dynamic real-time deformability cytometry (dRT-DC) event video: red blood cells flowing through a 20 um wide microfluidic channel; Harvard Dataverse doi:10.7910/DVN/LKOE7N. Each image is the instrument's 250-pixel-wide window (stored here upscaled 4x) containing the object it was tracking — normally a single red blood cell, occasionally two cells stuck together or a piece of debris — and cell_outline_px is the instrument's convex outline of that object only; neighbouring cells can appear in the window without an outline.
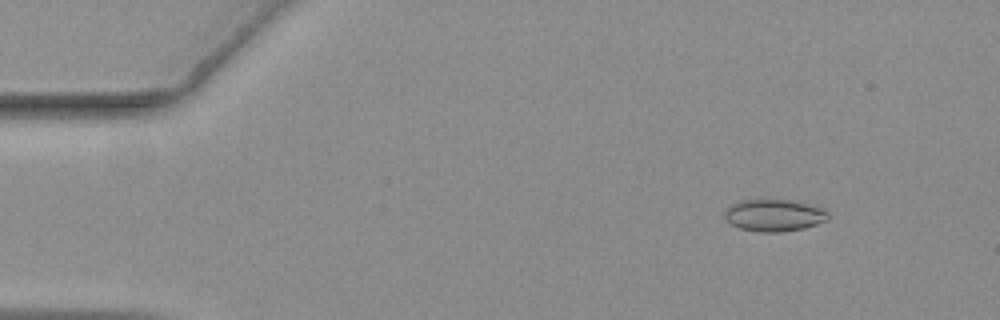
{"species": "common noctule bat (a hibernating species)", "species_latin": "Nyctalus noctula", "temperature_condition": "warm", "stored_images_in_passage": 57, "camera_frame_rate_fps": 3000, "um_per_image_px": 0.085, "animal": {"sex": "female", "body_mass_g": 19.3, "forearm_length_mm": 54.1}, "frame": {"image": 1, "passage_image": 7, "time_ms": 2.0, "image_size_px": [1000, 320], "cell_outline_px": [[828, 220], [804, 228], [780, 232], [760, 232], [740, 228], [732, 224], [724, 216], [724, 212], [732, 204], [740, 200], [792, 200], [816, 204], [824, 208], [828, 212]], "centroid_in_image_um": [65.86, 18.29], "position_along_channel_um": 19.1, "area_um2": 19.42}}
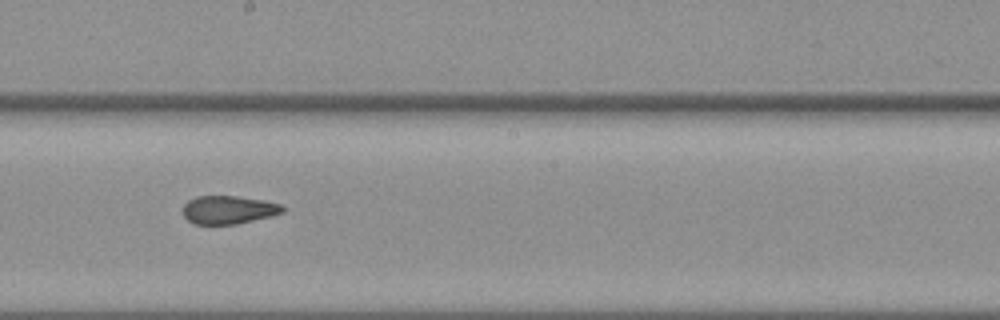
{"frame": {"image": 2, "passage_image": 32, "time_ms": 10.333, "image_size_px": [1000, 320], "cell_outline_px": [[284, 212], [272, 216], [236, 224], [192, 224], [184, 216], [184, 204], [188, 200], [196, 196], [236, 196], [264, 200], [280, 204], [284, 208]], "centroid_in_image_um": [19.42, 17.83], "position_along_channel_um": 228.8, "area_um2": 16.42}}
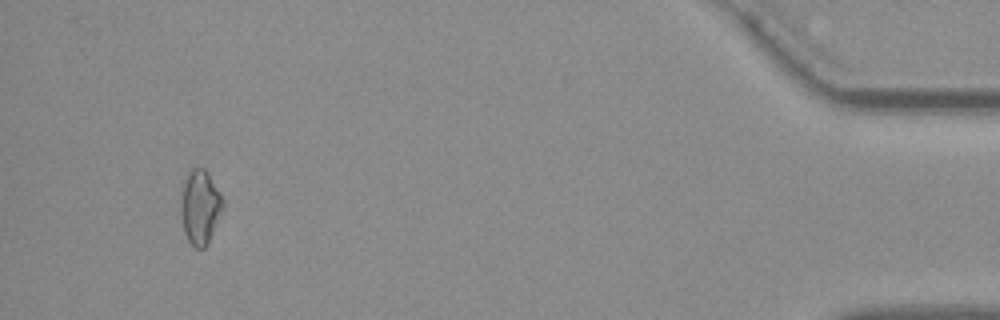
{"frame": {"image": 3, "passage_image": 54, "time_ms": 17.667, "image_size_px": [1000, 320], "cell_outline_px": [[224, 208], [208, 244], [204, 248], [196, 248], [188, 240], [184, 232], [180, 208], [184, 184], [188, 172], [192, 168], [204, 168], [208, 172], [220, 192], [224, 200]], "centroid_in_image_um": [17.04, 17.6], "position_along_channel_um": 418.2, "area_um2": 18.21}, "authors_computed_cell_mechanics": {"area_um2": 17.7446, "velocity_mm_per_s": 3.6276, "shape_relaxation_time_tau1_ms": null, "shape_relaxation_time_tau2_ms": 1.9298, "deformation_change_tau1": null, "deformation_change_tau2": 0.0515}}